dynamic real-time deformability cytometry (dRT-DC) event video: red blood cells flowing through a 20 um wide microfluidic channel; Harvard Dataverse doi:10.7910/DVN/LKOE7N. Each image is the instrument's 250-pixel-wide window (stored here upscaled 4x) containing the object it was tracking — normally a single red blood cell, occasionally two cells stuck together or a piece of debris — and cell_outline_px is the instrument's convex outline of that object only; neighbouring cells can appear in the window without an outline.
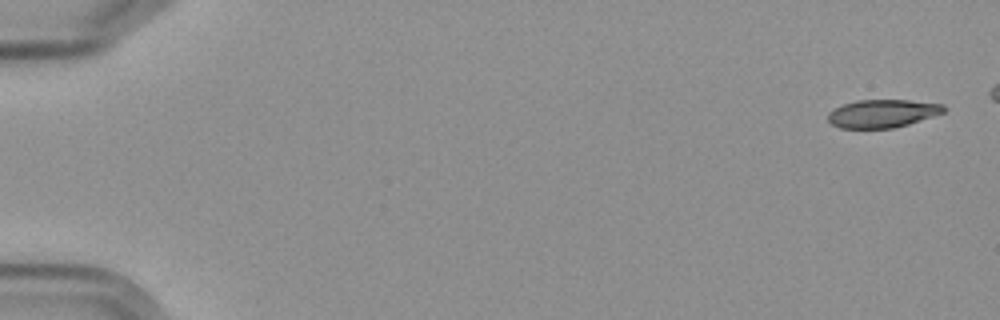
{"species": "Egyptian fruit bat (a non-hibernating species)", "species_latin": "Rousettus aegyptiacus", "temperature_condition": "cold", "stored_images_in_passage": 5, "camera_frame_rate_fps": 3000, "um_per_image_px": 0.085, "frame": {"image": 1, "passage_image": 1, "time_ms": 0.0, "image_size_px": [1000, 320], "cell_outline_px": [[948, 108], [944, 112], [908, 124], [892, 128], [840, 128], [832, 124], [828, 120], [828, 112], [844, 104], [856, 100], [908, 100], [944, 104]], "centroid_in_image_um": [75.02, 9.64], "position_along_channel_um": 10.0, "area_um2": 18.84}}